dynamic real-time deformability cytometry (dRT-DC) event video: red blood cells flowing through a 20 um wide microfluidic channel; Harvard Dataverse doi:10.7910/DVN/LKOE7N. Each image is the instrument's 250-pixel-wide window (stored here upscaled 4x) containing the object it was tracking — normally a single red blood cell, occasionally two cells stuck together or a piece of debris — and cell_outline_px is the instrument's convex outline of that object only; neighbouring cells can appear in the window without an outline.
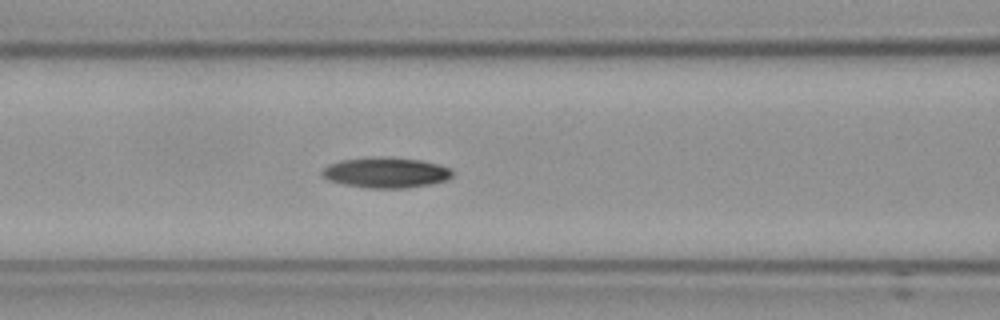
{"species": "Egyptian fruit bat (a non-hibernating species)", "species_latin": "Rousettus aegyptiacus", "temperature_condition": "cold", "stored_images_in_passage": 58, "camera_frame_rate_fps": 3000, "um_per_image_px": 0.085, "frame": {"image": 1, "passage_image": 25, "time_ms": 8.0, "image_size_px": [1000, 320], "cell_outline_px": [[452, 176], [448, 180], [408, 188], [368, 188], [344, 184], [328, 180], [320, 172], [328, 164], [340, 160], [372, 156], [420, 160], [440, 164], [452, 168]], "centroid_in_image_um": [32.81, 14.66], "position_along_channel_um": 133.8, "area_um2": 23.24}}